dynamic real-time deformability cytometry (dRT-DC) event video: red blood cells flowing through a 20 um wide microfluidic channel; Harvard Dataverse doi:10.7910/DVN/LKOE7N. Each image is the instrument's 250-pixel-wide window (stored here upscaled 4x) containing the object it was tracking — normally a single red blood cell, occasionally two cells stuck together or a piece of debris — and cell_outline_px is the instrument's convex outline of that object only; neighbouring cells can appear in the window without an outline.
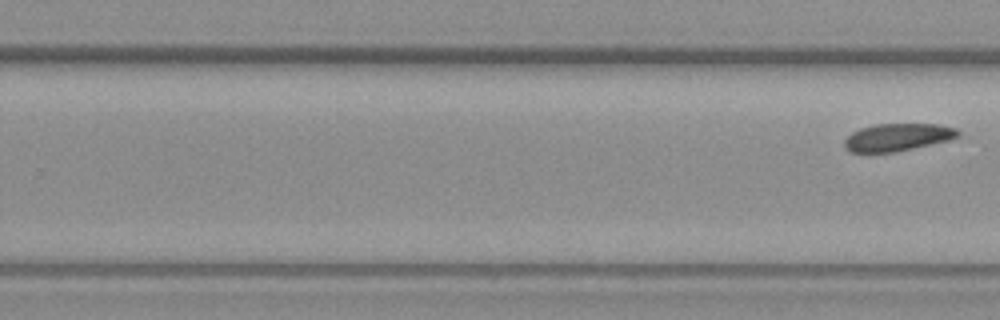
{"species": "common noctule bat (a hibernating species)", "species_latin": "Nyctalus noctula", "temperature_condition": "warm", "stored_images_in_passage": 10, "segment_of_instrument_passage": [2, 2], "camera_frame_rate_fps": 3000, "um_per_image_px": 0.085, "animal": {"sex": "female", "body_mass_g": 19.3, "forearm_length_mm": 54.1}, "frame": {"image": 1, "passage_image": 10, "time_ms": 12.0, "image_size_px": [1000, 320], "cell_outline_px": [[960, 136], [948, 140], [932, 144], [896, 152], [852, 152], [844, 148], [844, 140], [852, 132], [860, 128], [876, 124], [940, 124], [956, 128], [960, 132]], "centroid_in_image_um": [76.3, 11.66], "position_along_channel_um": 253.5, "area_um2": 18.26}}